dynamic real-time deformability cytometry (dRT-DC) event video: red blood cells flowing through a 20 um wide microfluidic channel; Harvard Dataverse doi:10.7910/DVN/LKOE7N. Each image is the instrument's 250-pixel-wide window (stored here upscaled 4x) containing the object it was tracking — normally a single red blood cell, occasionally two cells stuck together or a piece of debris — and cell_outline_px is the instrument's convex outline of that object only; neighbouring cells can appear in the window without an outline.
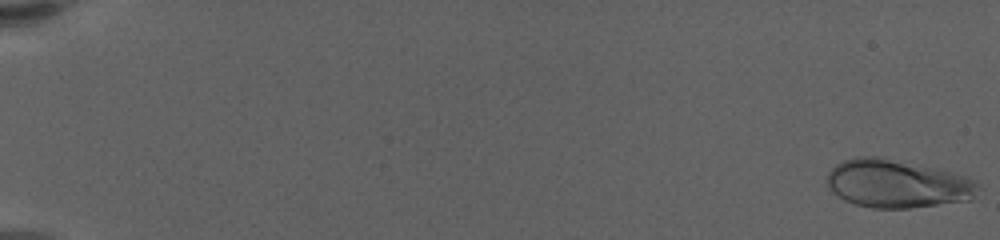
{"species": "human", "species_latin": "Homo sapiens", "temperature_condition": "warm", "stored_images_in_passage": 62, "camera_frame_rate_fps": 3000, "um_per_image_px": 0.085, "donor": {"sex": "female"}, "frame": {"image": 1, "passage_image": 1, "time_ms": 0.0, "image_size_px": [1000, 240], "cell_outline_px": [[980, 184], [972, 200], [908, 208], [872, 208], [856, 204], [844, 200], [832, 192], [828, 184], [828, 172], [836, 164], [844, 160], [856, 156], [884, 156], [952, 172], [976, 180]], "centroid_in_image_um": [76.27, 15.6], "position_along_channel_um": 8.7, "area_um2": 42.6}}
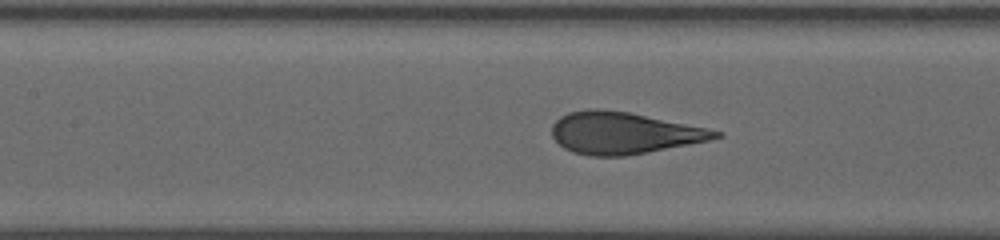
{"frame": {"image": 2, "passage_image": 31, "time_ms": 10.0, "image_size_px": [1000, 240], "cell_outline_px": [[724, 136], [708, 140], [648, 152], [624, 156], [588, 156], [572, 152], [564, 148], [552, 136], [552, 124], [560, 116], [568, 112], [588, 108], [596, 108], [628, 112], [708, 128], [724, 132]], "centroid_in_image_um": [52.98, 11.3], "position_along_channel_um": 154.4, "area_um2": 39.82}}
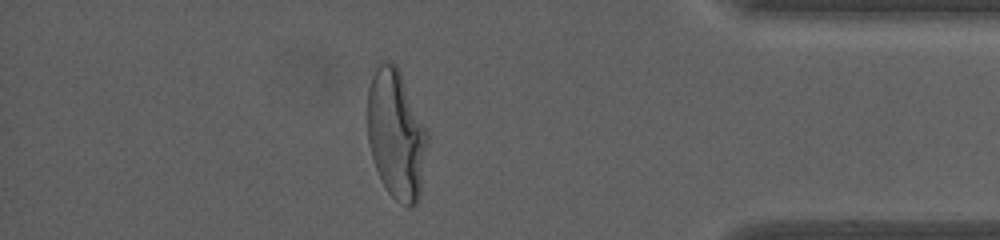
{"frame": {"image": 3, "passage_image": 55, "time_ms": 18.0, "image_size_px": [1000, 240], "cell_outline_px": [[428, 144], [420, 192], [416, 204], [412, 208], [408, 208], [396, 200], [388, 192], [376, 168], [372, 156], [368, 140], [368, 88], [372, 76], [380, 60], [384, 60], [396, 64], [400, 72], [428, 132]], "centroid_in_image_um": [33.68, 11.42], "position_along_channel_um": 401.5, "area_um2": 44.97}, "authors_computed_cell_mechanics": {"area_um2": 40.0843, "velocity_mm_per_s": 3.424, "shape_relaxation_time_tau1_ms": 5.3847, "shape_relaxation_time_tau2_ms": null, "deformation_change_tau1": 0.2531, "deformation_change_tau2": null}}